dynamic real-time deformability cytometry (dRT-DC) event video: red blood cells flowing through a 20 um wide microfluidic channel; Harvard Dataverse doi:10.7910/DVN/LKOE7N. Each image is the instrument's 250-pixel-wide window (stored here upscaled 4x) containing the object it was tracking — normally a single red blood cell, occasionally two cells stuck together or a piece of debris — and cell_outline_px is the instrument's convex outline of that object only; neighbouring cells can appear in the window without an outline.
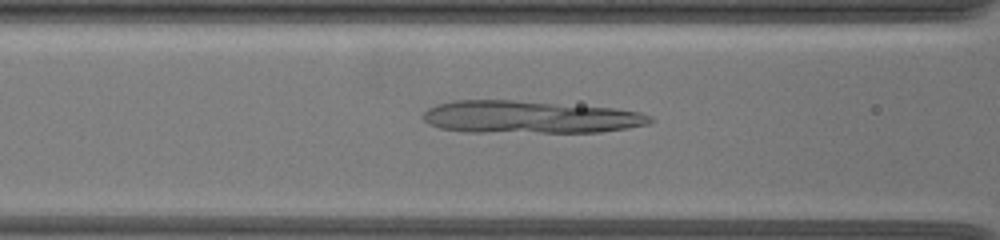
{"species": "common noctule bat (a hibernating species)", "species_latin": "Nyctalus noctula", "temperature_condition": "warm", "stored_images_in_passage": 63, "camera_frame_rate_fps": 3000, "um_per_image_px": 0.085, "animal": {"sex": "female", "body_mass_g": 19.5, "forearm_length_mm": 54.1}, "frame": {"image": 1, "passage_image": 19, "time_ms": 3.0, "image_size_px": [1000, 240], "cell_outline_px": [[656, 120], [648, 124], [628, 128], [600, 132], [464, 132], [440, 128], [428, 124], [424, 120], [424, 112], [428, 108], [436, 104], [452, 100], [512, 100], [616, 108], [640, 112], [652, 116]], "centroid_in_image_um": [45.05, 9.95], "position_along_channel_um": 121.6, "area_um2": 43.29}}
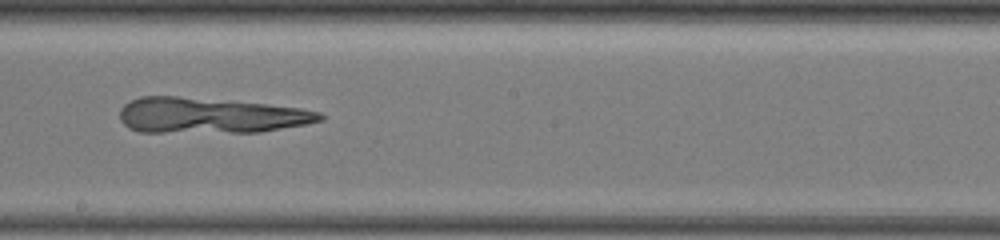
{"frame": {"image": 2, "passage_image": 30, "time_ms": 6.0, "image_size_px": [1000, 240], "cell_outline_px": [[324, 120], [308, 124], [260, 132], [140, 132], [128, 128], [120, 120], [120, 108], [124, 104], [140, 96], [176, 96], [264, 104], [300, 108], [320, 112], [324, 116]], "centroid_in_image_um": [17.85, 9.82], "position_along_channel_um": 230.3, "area_um2": 41.44}}
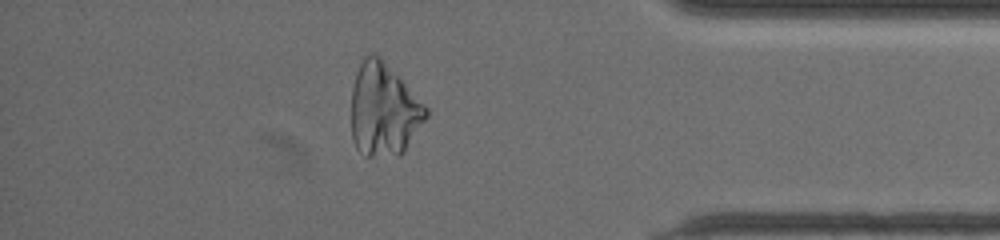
{"frame": {"image": 3, "passage_image": 59, "time_ms": 11.333, "image_size_px": [1000, 240], "cell_outline_px": [[428, 116], [404, 152], [400, 156], [368, 156], [356, 148], [352, 140], [352, 88], [356, 72], [364, 56], [368, 52], [372, 52], [380, 56], [428, 108]], "centroid_in_image_um": [32.62, 9.33], "position_along_channel_um": 402.6, "area_um2": 40.46}}